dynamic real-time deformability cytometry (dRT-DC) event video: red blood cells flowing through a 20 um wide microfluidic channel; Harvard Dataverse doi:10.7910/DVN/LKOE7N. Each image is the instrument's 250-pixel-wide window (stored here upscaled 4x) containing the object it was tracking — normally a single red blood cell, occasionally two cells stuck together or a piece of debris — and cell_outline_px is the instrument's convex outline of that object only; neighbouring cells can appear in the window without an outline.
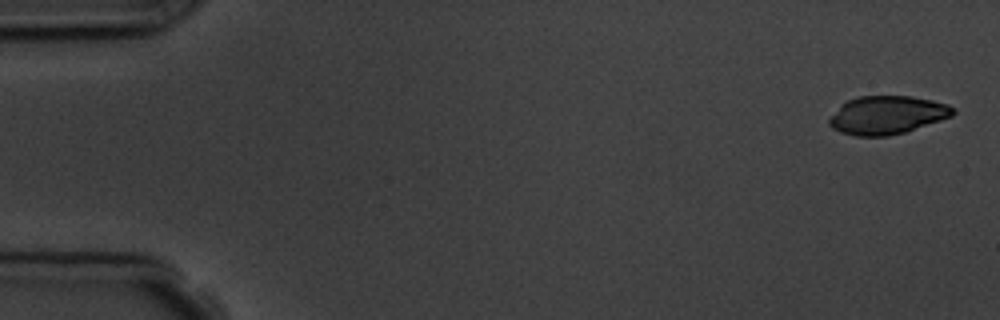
{"species": "common noctule bat (a hibernating species)", "species_latin": "Nyctalus noctula", "temperature_condition": "room temperature", "stored_images_in_passage": 4, "camera_frame_rate_fps": 3000, "um_per_image_px": 0.085, "animal": {"sex": "male", "body_mass_g": 19.5, "forearm_length_mm": 54.6}, "frame": {"image": 1, "passage_image": 1, "time_ms": 0.0, "image_size_px": [1000, 320], "cell_outline_px": [[956, 112], [952, 116], [904, 132], [888, 136], [856, 136], [840, 132], [832, 128], [828, 124], [828, 120], [840, 104], [848, 100], [860, 96], [912, 96], [932, 100], [948, 104], [956, 108]], "centroid_in_image_um": [75.4, 9.77], "position_along_channel_um": 9.6, "area_um2": 27.63}}
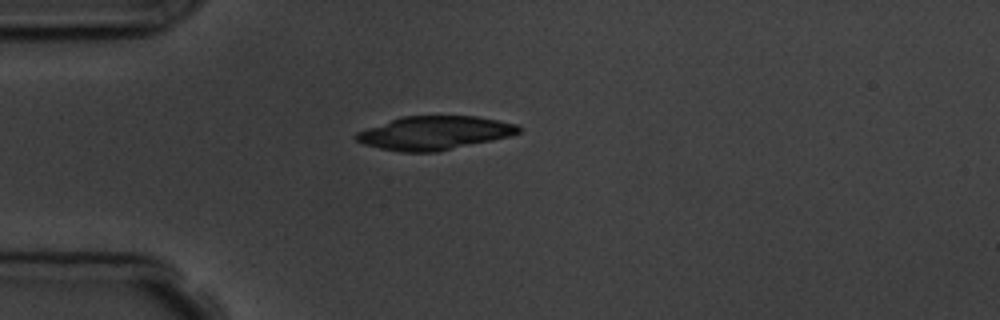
{"frame": {"image": 2, "passage_image": 4, "time_ms": 4.333, "image_size_px": [1000, 320], "cell_outline_px": [[520, 132], [512, 136], [436, 152], [400, 152], [380, 148], [364, 144], [356, 140], [352, 136], [356, 132], [400, 116], [476, 116], [516, 124], [520, 128]], "centroid_in_image_um": [36.9, 11.3], "position_along_channel_um": 48.1, "area_um2": 31.79}}